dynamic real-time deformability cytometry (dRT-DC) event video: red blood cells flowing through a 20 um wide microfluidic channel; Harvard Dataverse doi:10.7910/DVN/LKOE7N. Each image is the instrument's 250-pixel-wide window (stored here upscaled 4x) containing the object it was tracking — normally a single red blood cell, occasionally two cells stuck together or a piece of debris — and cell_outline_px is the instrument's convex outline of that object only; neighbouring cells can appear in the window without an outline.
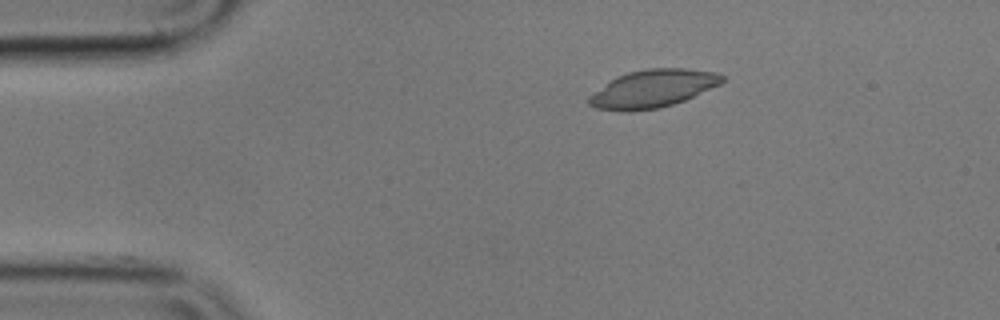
{"species": "common noctule bat (a hibernating species)", "species_latin": "Nyctalus noctula", "temperature_condition": "cold", "stored_images_in_passage": 46, "camera_frame_rate_fps": 3000, "um_per_image_px": 0.085, "animal": {"sex": "male", "body_mass_g": 17.9}, "frame": {"image": 1, "passage_image": 1, "time_ms": 0.0, "image_size_px": [1000, 320], "cell_outline_px": [[724, 80], [720, 84], [684, 100], [660, 108], [632, 112], [628, 112], [596, 108], [588, 104], [588, 96], [608, 80], [616, 76], [628, 72], [648, 68], [684, 68], [716, 72], [724, 76]], "centroid_in_image_um": [55.44, 7.54], "position_along_channel_um": 29.6, "area_um2": 29.48}}
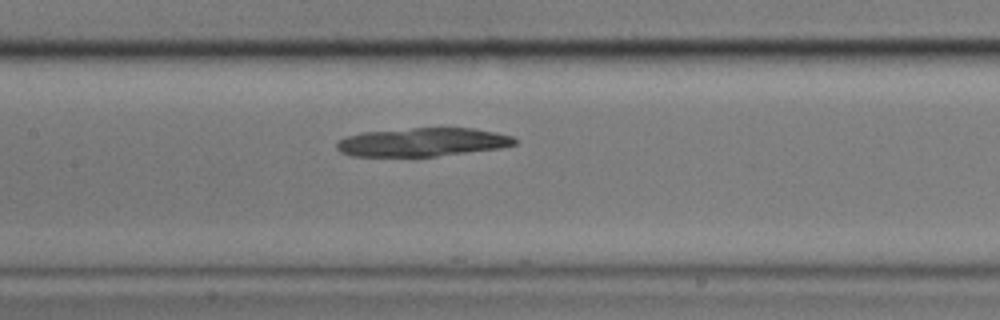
{"frame": {"image": 2, "passage_image": 17, "time_ms": 5.333, "image_size_px": [1000, 320], "cell_outline_px": [[520, 140], [516, 144], [500, 148], [436, 156], [348, 156], [340, 152], [336, 148], [336, 144], [344, 136], [364, 132], [412, 128], [472, 128], [496, 132], [512, 136]], "centroid_in_image_um": [35.91, 12.08], "position_along_channel_um": 171.5, "area_um2": 29.65}}
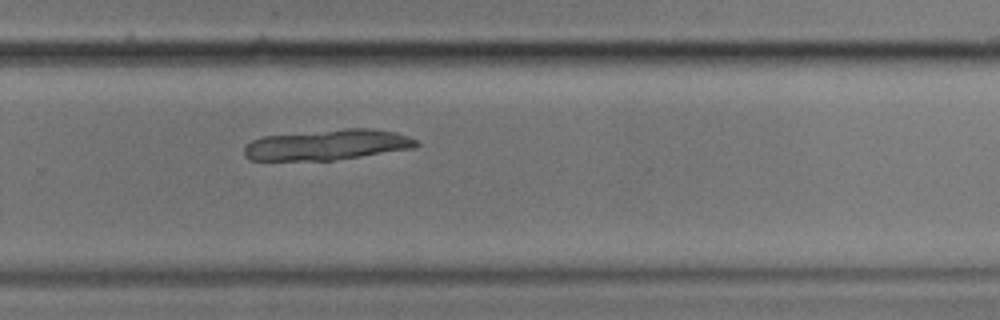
{"frame": {"image": 3, "passage_image": 28, "time_ms": 9.0, "image_size_px": [1000, 320], "cell_outline_px": [[420, 144], [416, 148], [332, 160], [248, 160], [244, 156], [244, 144], [260, 136], [344, 128], [372, 128], [396, 132], [408, 136], [416, 140]], "centroid_in_image_um": [27.8, 12.29], "position_along_channel_um": 302.0, "area_um2": 30.92}}